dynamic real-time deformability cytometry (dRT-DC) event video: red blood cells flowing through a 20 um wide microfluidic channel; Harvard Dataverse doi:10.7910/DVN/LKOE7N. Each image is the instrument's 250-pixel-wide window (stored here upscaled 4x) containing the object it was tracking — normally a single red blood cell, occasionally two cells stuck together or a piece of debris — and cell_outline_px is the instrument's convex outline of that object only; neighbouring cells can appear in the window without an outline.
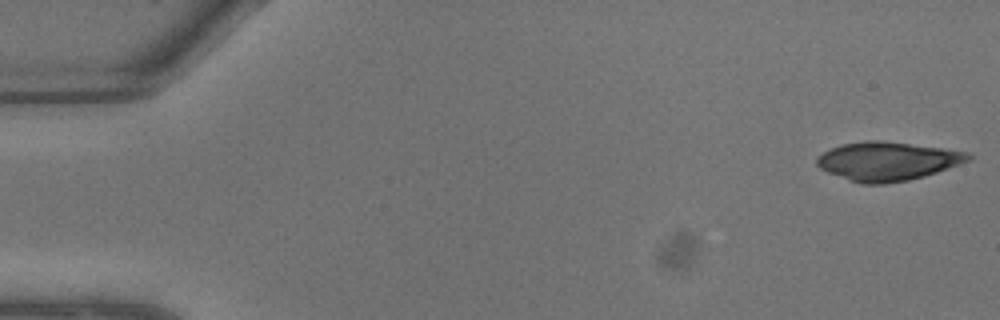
{"species": "common noctule bat (a hibernating species)", "species_latin": "Nyctalus noctula", "temperature_condition": "warm", "stored_images_in_passage": 7, "camera_frame_rate_fps": 3000, "um_per_image_px": 0.085, "animal": {"sex": "male", "body_mass_g": 13.3}, "frame": {"image": 1, "passage_image": 1, "time_ms": 0.0, "image_size_px": [1000, 320], "cell_outline_px": [[972, 156], [968, 160], [948, 168], [924, 176], [908, 180], [884, 184], [860, 184], [848, 180], [828, 172], [820, 168], [816, 164], [816, 156], [840, 144], [864, 140], [880, 140], [940, 148], [968, 152]], "centroid_in_image_um": [75.37, 13.7], "position_along_channel_um": 9.6, "area_um2": 33.93}}
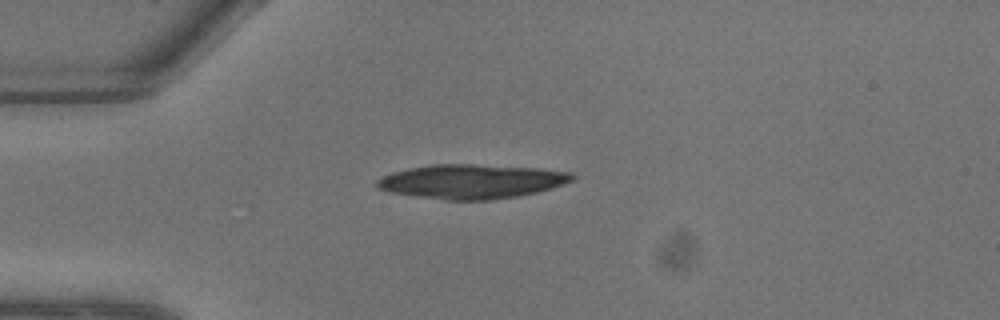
{"frame": {"image": 2, "passage_image": 6, "time_ms": 1.667, "image_size_px": [1000, 320], "cell_outline_px": [[576, 180], [552, 188], [520, 196], [492, 200], [444, 200], [388, 192], [376, 188], [376, 180], [392, 172], [408, 168], [432, 164], [472, 164], [536, 168], [572, 172], [576, 176]], "centroid_in_image_um": [40.1, 15.43], "position_along_channel_um": 44.9, "area_um2": 39.3}}